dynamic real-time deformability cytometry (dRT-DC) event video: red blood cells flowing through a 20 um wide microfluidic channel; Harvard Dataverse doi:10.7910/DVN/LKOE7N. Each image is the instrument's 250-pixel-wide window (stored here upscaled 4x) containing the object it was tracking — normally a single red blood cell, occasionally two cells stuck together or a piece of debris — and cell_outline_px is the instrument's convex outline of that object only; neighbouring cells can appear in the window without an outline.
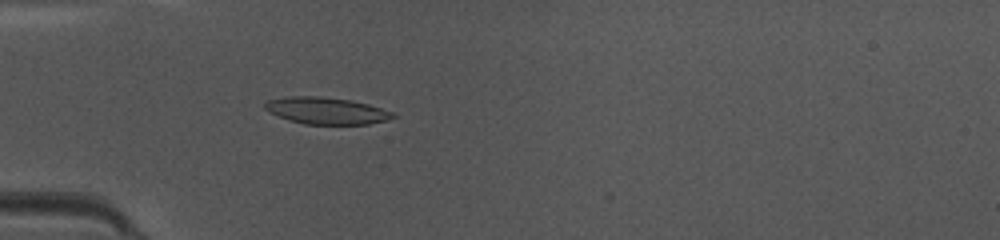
{"species": "common noctule bat (a hibernating species)", "species_latin": "Nyctalus noctula", "temperature_condition": "warm", "stored_images_in_passage": 36, "camera_frame_rate_fps": 3000, "um_per_image_px": 0.085, "animal": {"sex": "female", "body_mass_g": 10.0, "forearm_length_mm": 53.1}, "frame": {"image": 1, "passage_image": 3, "time_ms": 0.667, "image_size_px": [1000, 240], "cell_outline_px": [[396, 116], [384, 120], [368, 124], [304, 124], [288, 120], [264, 108], [264, 104], [268, 100], [288, 96], [320, 96], [352, 100], [368, 104], [392, 112]], "centroid_in_image_um": [27.72, 9.4], "position_along_channel_um": 57.3, "area_um2": 19.77}}
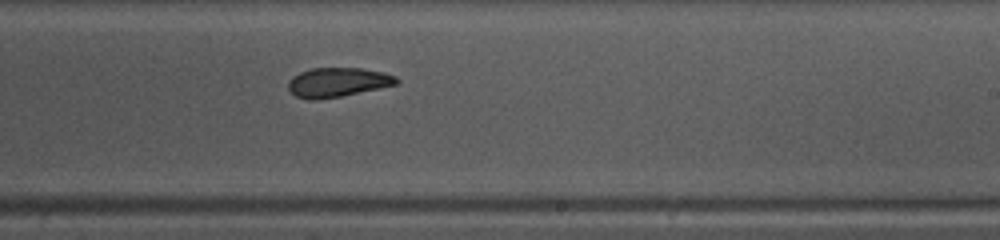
{"frame": {"image": 2, "passage_image": 18, "time_ms": 5.667, "image_size_px": [1000, 240], "cell_outline_px": [[400, 80], [396, 84], [380, 88], [340, 96], [316, 100], [308, 100], [296, 96], [288, 88], [288, 80], [292, 76], [300, 72], [312, 68], [360, 68], [384, 72], [396, 76]], "centroid_in_image_um": [28.69, 6.99], "position_along_channel_um": 260.3, "area_um2": 18.5}}
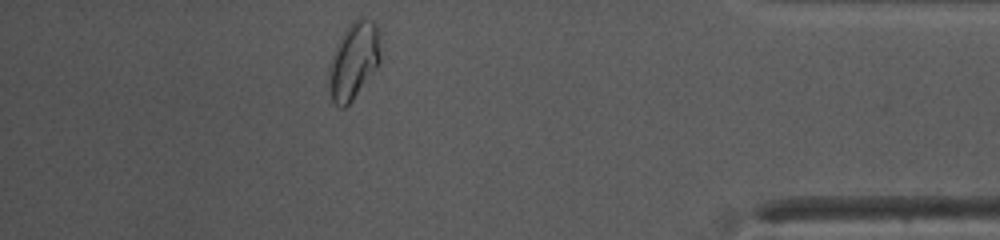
{"frame": {"image": 3, "passage_image": 31, "time_ms": 10.0, "image_size_px": [1000, 240], "cell_outline_px": [[380, 64], [352, 100], [344, 108], [340, 108], [332, 100], [328, 92], [328, 68], [332, 52], [340, 36], [348, 24], [356, 16], [364, 16], [372, 20], [376, 24], [380, 56]], "centroid_in_image_um": [30.02, 5.13], "position_along_channel_um": 405.2, "area_um2": 23.58}, "authors_computed_cell_mechanics": {"area_um2": 19.074, "velocity_mm_per_s": 4.1672, "shape_relaxation_time_tau1_ms": 5.4949, "shape_relaxation_time_tau2_ms": 2.5537, "deformation_change_tau1": 0.1621, "deformation_change_tau2": 0.0733}}